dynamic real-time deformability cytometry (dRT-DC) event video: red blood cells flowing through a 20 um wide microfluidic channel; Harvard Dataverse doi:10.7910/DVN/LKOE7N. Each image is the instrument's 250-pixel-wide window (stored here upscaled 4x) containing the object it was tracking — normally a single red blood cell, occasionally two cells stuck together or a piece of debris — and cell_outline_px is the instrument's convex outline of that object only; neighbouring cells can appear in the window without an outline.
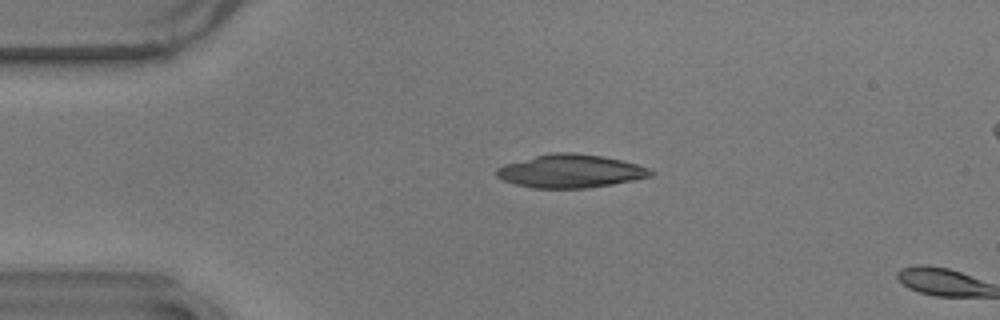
{"species": "common noctule bat (a hibernating species)", "species_latin": "Nyctalus noctula", "temperature_condition": "warm", "stored_images_in_passage": 4, "camera_frame_rate_fps": 3000, "um_per_image_px": 0.085, "animal": {"sex": "male", "body_mass_g": 17.9}, "frame": {"image": 1, "passage_image": 3, "time_ms": 0.667, "image_size_px": [1000, 320], "cell_outline_px": [[656, 172], [652, 176], [612, 184], [588, 188], [532, 188], [516, 184], [504, 180], [496, 176], [496, 168], [504, 164], [536, 156], [556, 152], [572, 152], [600, 156], [620, 160], [636, 164], [648, 168]], "centroid_in_image_um": [48.49, 14.55], "position_along_channel_um": 36.5, "area_um2": 29.59}}